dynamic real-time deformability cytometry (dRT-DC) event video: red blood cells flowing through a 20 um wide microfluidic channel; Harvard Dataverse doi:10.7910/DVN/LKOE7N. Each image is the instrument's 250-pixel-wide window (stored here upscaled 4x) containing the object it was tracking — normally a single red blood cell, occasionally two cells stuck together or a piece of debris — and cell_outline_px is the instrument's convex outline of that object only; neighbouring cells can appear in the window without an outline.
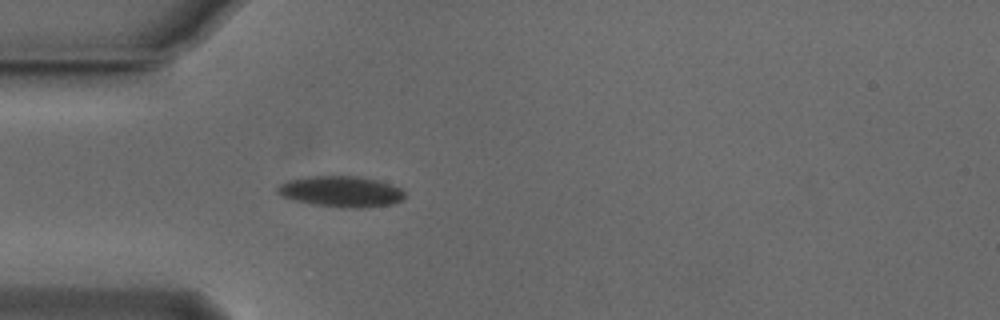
{"species": "Egyptian fruit bat (a non-hibernating species)", "species_latin": "Rousettus aegyptiacus", "temperature_condition": "cold", "stored_images_in_passage": 43, "camera_frame_rate_fps": 3000, "um_per_image_px": 0.085, "animal": {"sex": "male"}, "frame": {"image": 1, "passage_image": 5, "time_ms": 1.333, "image_size_px": [1000, 320], "cell_outline_px": [[404, 200], [392, 204], [364, 208], [340, 208], [312, 204], [280, 196], [276, 192], [276, 188], [280, 184], [288, 180], [308, 176], [352, 176], [376, 180], [400, 188], [404, 192]], "centroid_in_image_um": [28.97, 16.29], "position_along_channel_um": 56.0, "area_um2": 22.95}}
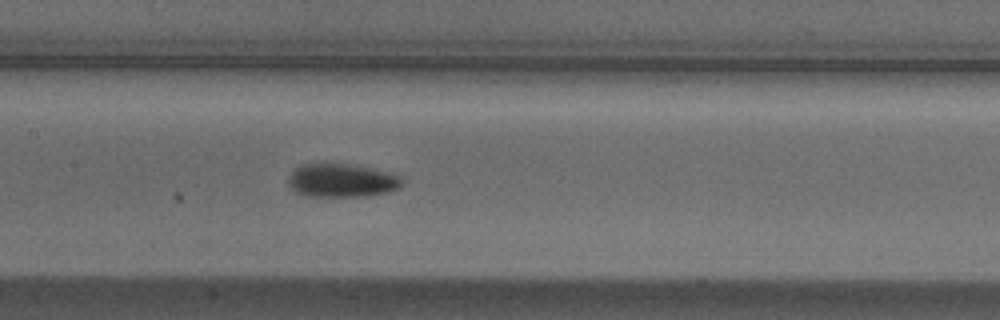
{"frame": {"image": 2, "passage_image": 15, "time_ms": 4.667, "image_size_px": [1000, 320], "cell_outline_px": [[404, 184], [400, 188], [388, 192], [368, 196], [304, 196], [296, 192], [288, 184], [288, 176], [296, 168], [304, 164], [348, 164], [396, 172], [404, 180]], "centroid_in_image_um": [29.13, 15.34], "position_along_channel_um": 178.3, "area_um2": 22.48}}
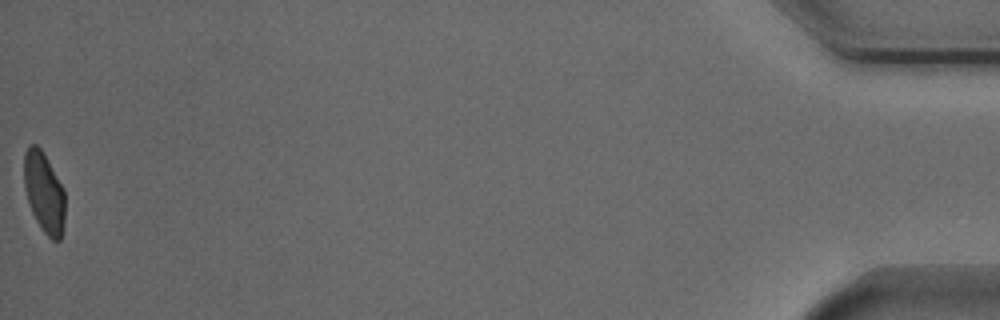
{"frame": {"image": 3, "passage_image": 43, "time_ms": 14.0, "image_size_px": [1000, 320], "cell_outline_px": [[64, 224], [60, 240], [52, 240], [44, 232], [36, 220], [28, 204], [24, 184], [24, 152], [28, 144], [36, 144], [40, 148], [64, 188]], "centroid_in_image_um": [3.73, 16.35], "position_along_channel_um": 431.5, "area_um2": 19.19}, "authors_computed_cell_mechanics": {"area_um2": 21.3282, "velocity_mm_per_s": 3.8341, "shape_relaxation_time_tau1_ms": 3.1286, "shape_relaxation_time_tau2_ms": 2.839, "deformation_change_tau1": 0.1244, "deformation_change_tau2": 0.0588}}